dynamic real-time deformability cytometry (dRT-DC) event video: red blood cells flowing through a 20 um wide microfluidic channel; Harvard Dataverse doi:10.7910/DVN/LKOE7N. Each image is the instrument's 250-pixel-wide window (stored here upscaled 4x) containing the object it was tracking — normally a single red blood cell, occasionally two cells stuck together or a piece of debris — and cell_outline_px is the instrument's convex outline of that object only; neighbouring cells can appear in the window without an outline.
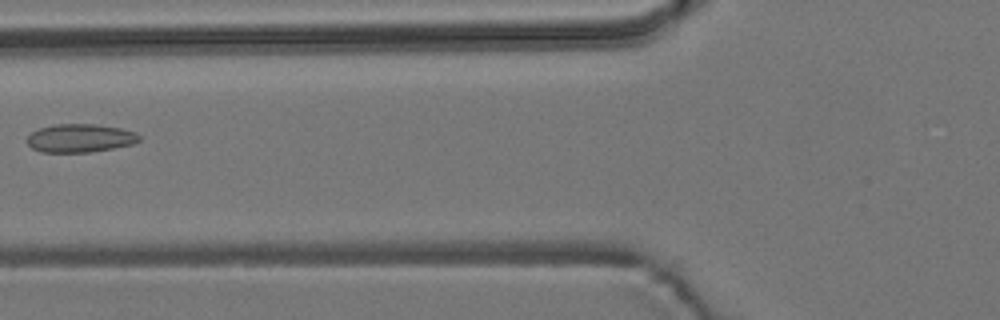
{"species": "common noctule bat (a hibernating species)", "species_latin": "Nyctalus noctula", "temperature_condition": "room temperature", "stored_images_in_passage": 7, "camera_frame_rate_fps": 3000, "um_per_image_px": 0.085, "animal": {"sex": "male", "body_mass_g": 19.2, "forearm_length_mm": 51.8}, "frame": {"image": 1, "passage_image": 6, "time_ms": 6.0, "image_size_px": [1000, 320], "cell_outline_px": [[140, 140], [132, 144], [112, 148], [88, 152], [40, 152], [32, 148], [24, 140], [32, 132], [40, 128], [56, 124], [96, 124], [120, 128], [136, 132], [140, 136]], "centroid_in_image_um": [6.78, 11.74], "position_along_channel_um": 119.0, "area_um2": 18.5}}
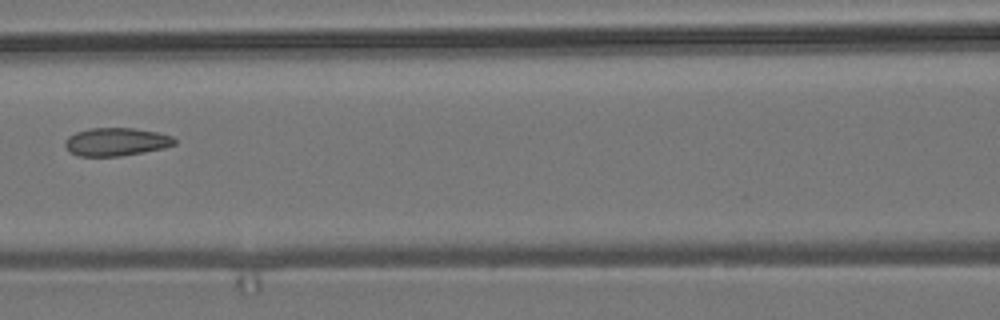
{"frame": {"image": 2, "passage_image": 7, "time_ms": 7.0, "image_size_px": [1000, 320], "cell_outline_px": [[176, 144], [164, 148], [144, 152], [120, 156], [76, 156], [64, 144], [64, 140], [68, 136], [76, 132], [88, 128], [132, 128], [156, 132], [172, 136], [176, 140]], "centroid_in_image_um": [9.87, 12.05], "position_along_channel_um": 156.7, "area_um2": 17.92}}